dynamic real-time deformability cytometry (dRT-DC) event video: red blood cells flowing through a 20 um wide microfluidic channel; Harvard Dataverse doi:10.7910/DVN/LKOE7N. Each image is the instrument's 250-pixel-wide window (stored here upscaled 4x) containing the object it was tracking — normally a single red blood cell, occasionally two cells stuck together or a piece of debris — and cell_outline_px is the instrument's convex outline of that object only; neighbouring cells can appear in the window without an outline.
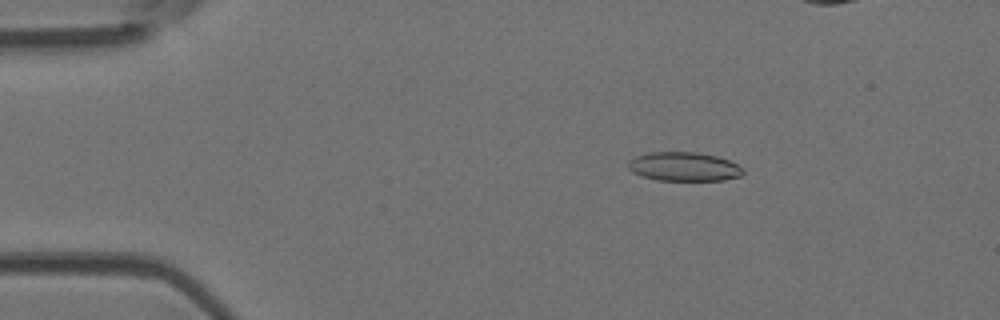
{"species": "Egyptian fruit bat (a non-hibernating species)", "species_latin": "Rousettus aegyptiacus", "temperature_condition": "room temperature", "stored_images_in_passage": 52, "camera_frame_rate_fps": 3000, "um_per_image_px": 0.085, "animal": {"sex": "female"}, "frame": {"image": 1, "passage_image": 9, "time_ms": 2.667, "image_size_px": [1000, 320], "cell_outline_px": [[744, 172], [740, 176], [724, 180], [656, 180], [632, 172], [628, 168], [628, 160], [636, 156], [652, 152], [696, 152], [716, 156], [728, 160], [744, 168]], "centroid_in_image_um": [58.13, 14.16], "position_along_channel_um": 26.9, "area_um2": 19.31}}
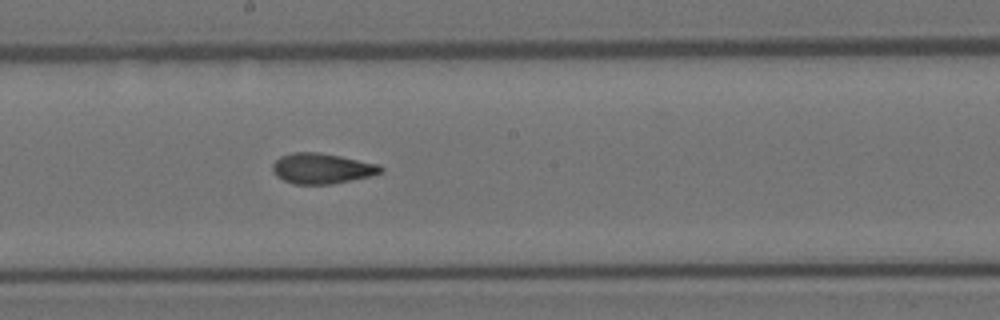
{"frame": {"image": 2, "passage_image": 28, "time_ms": 9.0, "image_size_px": [1000, 320], "cell_outline_px": [[384, 172], [372, 176], [332, 184], [296, 184], [284, 180], [276, 176], [272, 172], [272, 164], [280, 156], [292, 152], [320, 152], [380, 164], [384, 168]], "centroid_in_image_um": [27.39, 14.31], "position_along_channel_um": 220.8, "area_um2": 19.42}}
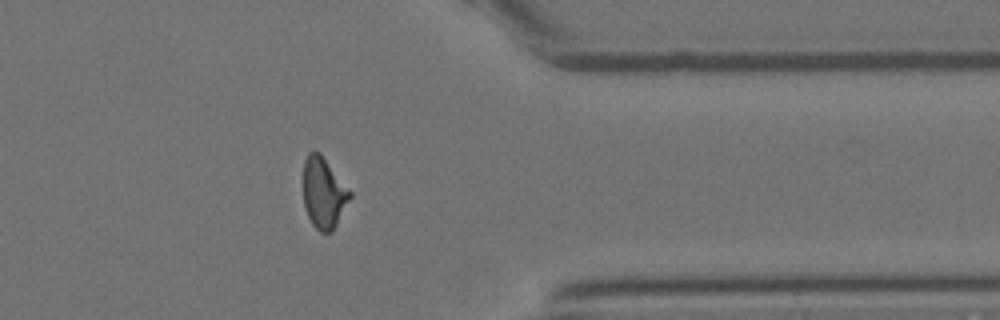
{"frame": {"image": 3, "passage_image": 41, "time_ms": 13.333, "image_size_px": [1000, 320], "cell_outline_px": [[352, 196], [332, 232], [320, 232], [312, 224], [308, 216], [304, 204], [304, 160], [308, 152], [320, 152], [352, 192]], "centroid_in_image_um": [27.52, 16.39], "position_along_channel_um": 383.9, "area_um2": 19.19}, "authors_computed_cell_mechanics": {"area_um2": 19.5075, "velocity_mm_per_s": 4.052, "shape_relaxation_time_tau1_ms": null, "shape_relaxation_time_tau2_ms": 1.568, "deformation_change_tau1": null, "deformation_change_tau2": 0.0779}}